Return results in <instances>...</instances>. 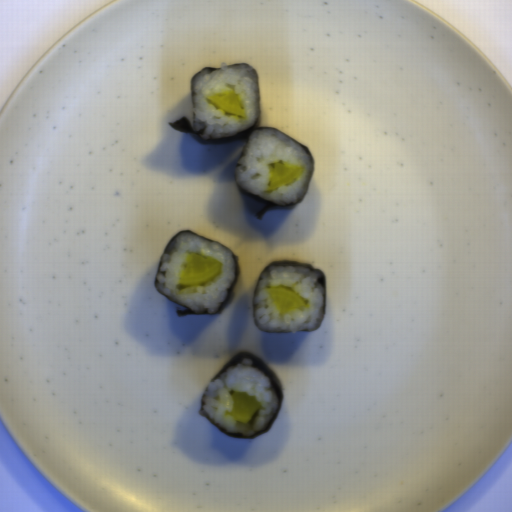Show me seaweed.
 <instances>
[{
  "instance_id": "obj_5",
  "label": "seaweed",
  "mask_w": 512,
  "mask_h": 512,
  "mask_svg": "<svg viewBox=\"0 0 512 512\" xmlns=\"http://www.w3.org/2000/svg\"><path fill=\"white\" fill-rule=\"evenodd\" d=\"M203 69L220 70V68H215V67H212V66H205V67L201 68L200 70H198V71L194 74V76H193V78H192V80H191V82H190V96H191L192 100H193V81H194V78H195V77H196V76H197V75H198V74H199Z\"/></svg>"
},
{
  "instance_id": "obj_6",
  "label": "seaweed",
  "mask_w": 512,
  "mask_h": 512,
  "mask_svg": "<svg viewBox=\"0 0 512 512\" xmlns=\"http://www.w3.org/2000/svg\"><path fill=\"white\" fill-rule=\"evenodd\" d=\"M238 64H247V65H249L250 67H252V68L255 70V72L257 73V77H258V81H259V73H258V71L255 69V67H254V66L250 65V64H249V63H247V62H246V63H238ZM238 64H232V65H228V66L230 67V66H234V65H238Z\"/></svg>"
},
{
  "instance_id": "obj_3",
  "label": "seaweed",
  "mask_w": 512,
  "mask_h": 512,
  "mask_svg": "<svg viewBox=\"0 0 512 512\" xmlns=\"http://www.w3.org/2000/svg\"><path fill=\"white\" fill-rule=\"evenodd\" d=\"M182 233H193V234H195V235H197V236H199V237H201V238H203V239H205V240H207V241H209V242H216L215 240H213V239H211V238H208V237L201 236V235L197 234L196 232H194V231H192V230H186V229H185V230H182V231H179L178 233H176V234L173 236V238L168 242V244H167V245H166V247H165V250H164L163 254L161 255L160 263H159V267H158V271H157V273H156V275H155V280H154L155 288H156L157 292H158L162 297H164L166 300L171 301V302H173V303L178 304V305H180V306H181V309L177 310V312H176L177 317L187 316V315H212V316H213V315L219 314V313H220V312H222V311L227 307V305L229 304V302H230V300H231V297H232L231 291H232L233 287L235 286V284H236V282H237V279H238V276H239V270H238L237 257H236L234 254H232V256H233V259H234V262H235V278H234V280H233V282H232V284H231V286H230V288H229L228 295H227V297H226V299H225L224 303H223V304H221V305L219 306L218 310H217L216 312H214V313H195V312H194V311H192L191 309H189V308L185 307L184 305H182V304H180V303L176 302L175 300H173V299L169 298L168 296H166L165 294H163L162 292H160V291L158 290V288H157L158 275H159V272H160V270H161V260H162V258H163V256H164V254H165V251H166L167 247H168V246H169V245H170V244H171V243H172V242H173V241H174V240H175V239H176L180 234H182ZM217 243H218V242H217ZM219 244H221V243H219Z\"/></svg>"
},
{
  "instance_id": "obj_4",
  "label": "seaweed",
  "mask_w": 512,
  "mask_h": 512,
  "mask_svg": "<svg viewBox=\"0 0 512 512\" xmlns=\"http://www.w3.org/2000/svg\"><path fill=\"white\" fill-rule=\"evenodd\" d=\"M276 265H297V266H300V267H304V268H307V269H310L312 270L313 272H315L316 274H318V281L319 283L321 284V286L323 287V291H324V312H323V317H325V314H326V309H327V281H326V274L322 271V270H319L317 268H314L313 264H306V263H301V262H295V261H290V260H279V261H273L271 264H269L265 270L260 274L257 282H256V286H255V292H254V296L256 294V291L258 289V286H259V283H260V280H261V277L262 275L270 268V267H273V266H276Z\"/></svg>"
},
{
  "instance_id": "obj_1",
  "label": "seaweed",
  "mask_w": 512,
  "mask_h": 512,
  "mask_svg": "<svg viewBox=\"0 0 512 512\" xmlns=\"http://www.w3.org/2000/svg\"><path fill=\"white\" fill-rule=\"evenodd\" d=\"M168 125H170L174 129H176L177 131H181V132H184V133H190L193 136V138L198 143H200L202 146L226 144V143L237 142L239 140L246 139L241 157L243 156V154H244V152L246 150L247 142H248L249 137L257 129H259V128H269V129H272V130H276V131L282 132L287 137H289L292 141H294L296 144H298L303 149V151L308 155V157H309V159L311 161L312 175H311V178H310V181H309V184L307 186V189H306V192H305V195H304L303 199L307 196L309 188H310V184H311V181H312V178H313L314 170H315V160H314V158H313V156L311 154L310 148L307 147L306 145L298 142L297 140H295L294 138L290 137L289 135H287L286 133H284L283 131H281L280 129H278V128L274 127V126L260 127V108H259V116L256 119V121L254 122V124L252 126H250L244 132H241V133L236 134V135L231 136V137L200 138L199 134L195 132L194 126L192 127L189 118H187L186 116L185 117H180L177 120H175L174 122H168ZM237 186H238L240 192H242L246 196H248V197H250L252 199H255V200H257V201H259V202H261L263 204V206L260 208V210L255 215L258 220H261L266 215L267 212H270V211H273V210L285 209V208H288V207L300 204L303 201V199H302V200H300V201H298V202H296L294 204H291L289 206H284V205H280V204H277V203L271 202L269 200H266V199H263V198H260L258 196L250 194L249 192H247V191H245L244 189L241 188V186H240L238 181H237Z\"/></svg>"
},
{
  "instance_id": "obj_2",
  "label": "seaweed",
  "mask_w": 512,
  "mask_h": 512,
  "mask_svg": "<svg viewBox=\"0 0 512 512\" xmlns=\"http://www.w3.org/2000/svg\"><path fill=\"white\" fill-rule=\"evenodd\" d=\"M244 359L251 360L253 368H255L256 370L262 372L263 374H265L270 379L272 390H273V393L275 395L278 407H277L274 415L271 417L269 422L263 428V430L261 432L255 434V435H253L252 437H248L246 435H242V434H238V433H229L226 430H224L222 427H220L219 425L214 423L213 421L209 420L215 427H217L220 431H222L224 434H226L230 438H236V439H241V440L242 439H252V438L260 437V436H262L264 434L269 433V431H270V429H271V427H272V425H273V423H274V421L276 419V416H277V414H278V412H279V410H280V408L282 406V402H283V398H284V395H283V392L281 390V387H280V384H279V381L277 379L276 374L269 368V366L262 359H260L259 357H257L253 353H244L243 352V353H239V354L233 356L225 364V366L215 375V377L212 379V381L215 380L216 378H218L219 376H221L223 373H225L231 367H234V366L239 365L240 363H242Z\"/></svg>"
}]
</instances>
